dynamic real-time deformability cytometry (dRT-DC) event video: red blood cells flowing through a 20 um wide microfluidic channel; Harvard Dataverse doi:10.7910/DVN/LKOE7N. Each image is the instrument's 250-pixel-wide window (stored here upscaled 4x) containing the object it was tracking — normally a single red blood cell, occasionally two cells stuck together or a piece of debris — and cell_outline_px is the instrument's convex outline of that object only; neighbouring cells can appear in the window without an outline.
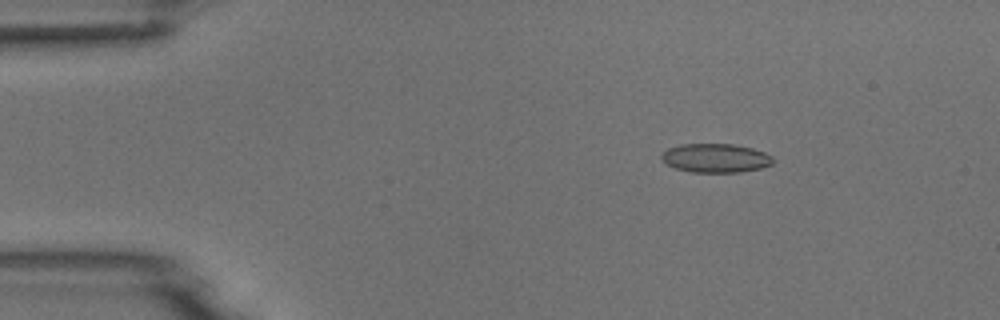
{"species": "common noctule bat (a hibernating species)", "species_latin": "Nyctalus noctula", "temperature_condition": "room temperature", "stored_images_in_passage": 5, "camera_frame_rate_fps": 3000, "um_per_image_px": 0.085, "animal": {"sex": "male", "body_mass_g": 18.8}, "frame": {"image": 1, "passage_image": 3, "time_ms": 2.333, "image_size_px": [1000, 320], "cell_outline_px": [[772, 164], [760, 168], [740, 172], [692, 172], [676, 168], [668, 164], [660, 156], [668, 148], [680, 144], [732, 144], [752, 148], [764, 152], [772, 156]], "centroid_in_image_um": [60.83, 13.43], "position_along_channel_um": 24.2, "area_um2": 18.55}}